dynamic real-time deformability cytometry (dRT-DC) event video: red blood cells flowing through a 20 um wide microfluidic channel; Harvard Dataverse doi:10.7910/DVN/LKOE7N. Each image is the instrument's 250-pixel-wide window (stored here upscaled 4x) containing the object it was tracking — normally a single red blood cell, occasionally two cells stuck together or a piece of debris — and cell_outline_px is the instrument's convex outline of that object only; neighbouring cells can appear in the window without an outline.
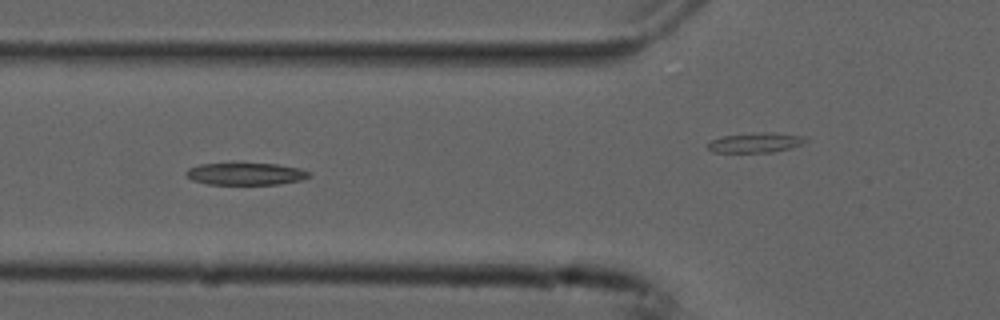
{"species": "common noctule bat (a hibernating species)", "species_latin": "Nyctalus noctula", "temperature_condition": "cold", "stored_images_in_passage": 44, "camera_frame_rate_fps": 3000, "um_per_image_px": 0.085, "animal": {"sex": "male", "forearm_length_mm": 52.5}, "frame": {"image": 1, "passage_image": 9, "time_ms": 2.667, "image_size_px": [1000, 320], "cell_outline_px": [[312, 176], [300, 180], [280, 184], [208, 184], [192, 180], [184, 172], [188, 168], [200, 164], [276, 164], [300, 168], [312, 172]], "centroid_in_image_um": [20.92, 14.78], "position_along_channel_um": 104.9, "area_um2": 15.78}}
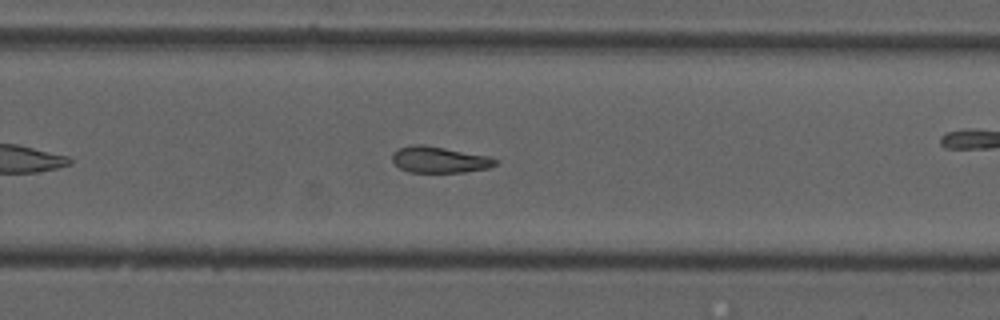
{"frame": {"image": 2, "passage_image": 24, "time_ms": 7.667, "image_size_px": [1000, 320], "cell_outline_px": [[500, 160], [496, 164], [488, 168], [464, 172], [408, 172], [400, 168], [392, 160], [392, 152], [400, 148], [412, 144], [424, 144], [488, 156]], "centroid_in_image_um": [37.34, 13.57], "position_along_channel_um": 292.5, "area_um2": 15.78}}
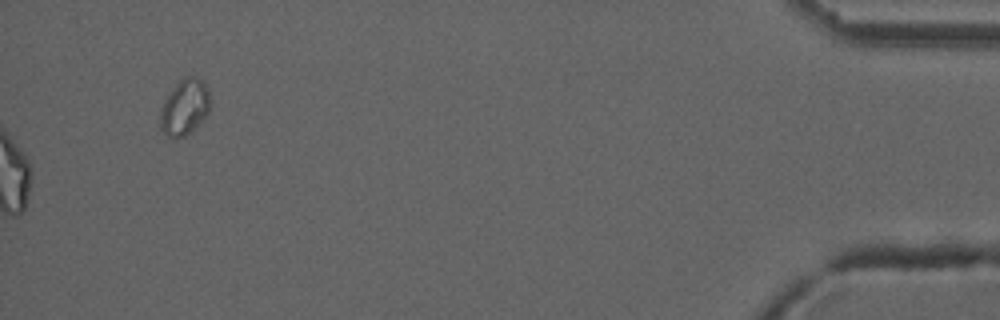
{"frame": {"image": 3, "passage_image": 44, "time_ms": 14.333, "image_size_px": [1000, 320], "cell_outline_px": [[208, 112], [200, 124], [196, 128], [184, 136], [168, 136], [160, 128], [160, 108], [164, 100], [172, 88], [184, 76], [196, 76], [204, 80], [208, 88]], "centroid_in_image_um": [15.69, 9.08], "position_along_channel_um": 419.5, "area_um2": 16.18}, "authors_computed_cell_mechanics": {"area_um2": 16.7331, "velocity_mm_per_s": 3.7528, "shape_relaxation_time_tau1_ms": null, "shape_relaxation_time_tau2_ms": 4.4713, "deformation_change_tau1": null, "deformation_change_tau2": 0.1231}}